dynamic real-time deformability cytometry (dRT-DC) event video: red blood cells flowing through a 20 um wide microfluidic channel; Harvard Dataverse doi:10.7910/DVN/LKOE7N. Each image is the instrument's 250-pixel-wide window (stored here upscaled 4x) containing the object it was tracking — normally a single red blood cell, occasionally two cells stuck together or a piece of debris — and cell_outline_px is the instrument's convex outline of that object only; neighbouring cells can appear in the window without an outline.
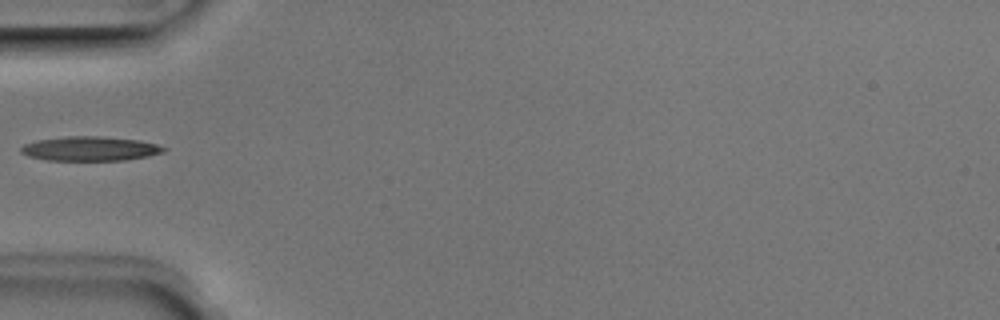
{"species": "Egyptian fruit bat (a non-hibernating species)", "species_latin": "Rousettus aegyptiacus", "temperature_condition": "room temperature", "stored_images_in_passage": 3, "camera_frame_rate_fps": 3000, "um_per_image_px": 0.085, "animal": {"sex": "male"}, "frame": {"image": 1, "passage_image": 2, "time_ms": 0.333, "image_size_px": [1000, 320], "cell_outline_px": [[168, 148], [164, 152], [148, 156], [124, 160], [48, 160], [28, 156], [20, 152], [20, 148], [24, 144], [36, 140], [68, 136], [100, 136], [140, 140], [156, 144]], "centroid_in_image_um": [7.66, 12.63], "position_along_channel_um": 77.3, "area_um2": 20.29}}